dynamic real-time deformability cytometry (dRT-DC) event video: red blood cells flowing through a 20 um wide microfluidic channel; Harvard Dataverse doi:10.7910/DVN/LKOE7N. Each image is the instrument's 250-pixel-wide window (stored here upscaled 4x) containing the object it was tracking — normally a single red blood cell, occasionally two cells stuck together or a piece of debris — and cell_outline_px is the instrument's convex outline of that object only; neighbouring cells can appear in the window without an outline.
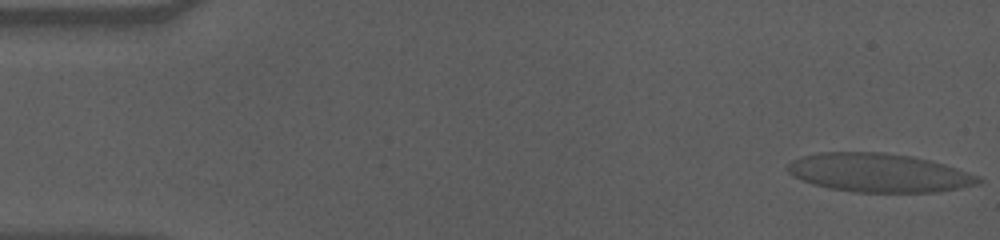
{"species": "human", "species_latin": "Homo sapiens", "temperature_condition": "cold", "stored_images_in_passage": 57, "camera_frame_rate_fps": 3000, "um_per_image_px": 0.085, "donor": {"sex": "male"}, "frame": {"image": 1, "passage_image": 1, "time_ms": 0.0, "image_size_px": [1000, 240], "cell_outline_px": [[984, 180], [980, 184], [960, 188], [936, 192], [852, 192], [828, 188], [812, 184], [800, 180], [792, 176], [784, 168], [792, 160], [800, 156], [820, 152], [880, 152], [912, 156], [944, 164], [980, 176]], "centroid_in_image_um": [74.67, 14.69], "position_along_channel_um": 10.3, "area_um2": 43.35}}
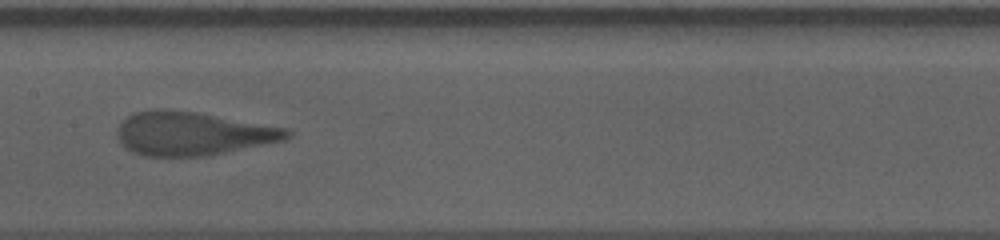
{"frame": {"image": 2, "passage_image": 28, "time_ms": 9.0, "image_size_px": [1000, 240], "cell_outline_px": [[292, 136], [284, 140], [204, 156], [144, 156], [132, 152], [124, 148], [120, 144], [116, 132], [120, 124], [128, 116], [136, 112], [152, 108], [164, 108], [200, 112], [288, 128], [292, 132]], "centroid_in_image_um": [16.34, 11.33], "position_along_channel_um": 191.1, "area_um2": 43.41}}
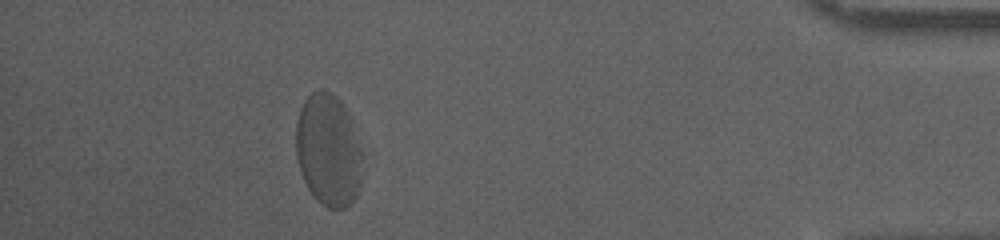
{"frame": {"image": 3, "passage_image": 51, "time_ms": 16.667, "image_size_px": [1000, 240], "cell_outline_px": [[360, 184], [356, 196], [348, 208], [328, 208], [308, 188], [300, 172], [296, 156], [296, 120], [300, 108], [304, 100], [316, 88], [324, 88], [336, 96], [340, 100], [348, 112], [352, 120], [360, 148]], "centroid_in_image_um": [27.89, 12.71], "position_along_channel_um": 407.3, "area_um2": 43.41}, "authors_computed_cell_mechanics": {"area_um2": 43.2922, "velocity_mm_per_s": 3.4921, "shape_relaxation_time_tau1_ms": 5.5768, "shape_relaxation_time_tau2_ms": 1.0697, "deformation_change_tau1": 0.1591, "deformation_change_tau2": 0.0875}}